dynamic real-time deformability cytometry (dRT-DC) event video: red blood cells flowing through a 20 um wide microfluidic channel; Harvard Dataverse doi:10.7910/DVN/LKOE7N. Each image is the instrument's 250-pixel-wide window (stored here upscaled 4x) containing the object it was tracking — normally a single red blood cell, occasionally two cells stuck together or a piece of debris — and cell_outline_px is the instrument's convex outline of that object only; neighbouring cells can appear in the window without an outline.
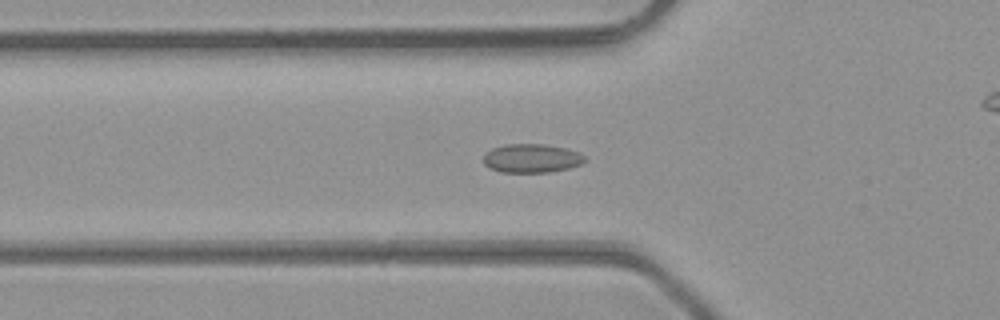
{"species": "common noctule bat (a hibernating species)", "species_latin": "Nyctalus noctula", "temperature_condition": "room temperature", "stored_images_in_passage": 49, "camera_frame_rate_fps": 3000, "um_per_image_px": 0.085, "animal": {"sex": "male", "body_mass_g": 23.1, "forearm_length_mm": 52.7}, "frame": {"image": 1, "passage_image": 17, "time_ms": 5.333, "image_size_px": [1000, 320], "cell_outline_px": [[588, 160], [580, 164], [568, 168], [548, 172], [500, 172], [484, 164], [484, 152], [492, 148], [508, 144], [544, 144], [564, 148], [580, 152]], "centroid_in_image_um": [45.19, 13.45], "position_along_channel_um": 80.6, "area_um2": 16.94}}
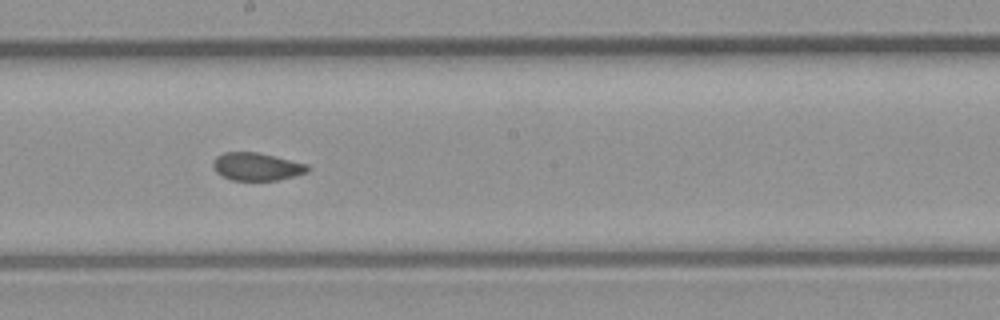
{"frame": {"image": 2, "passage_image": 27, "time_ms": 8.667, "image_size_px": [1000, 320], "cell_outline_px": [[312, 168], [308, 172], [276, 180], [232, 180], [216, 172], [212, 164], [212, 160], [216, 156], [224, 152], [256, 152], [308, 164]], "centroid_in_image_um": [21.81, 14.15], "position_along_channel_um": 226.4, "area_um2": 15.26}}
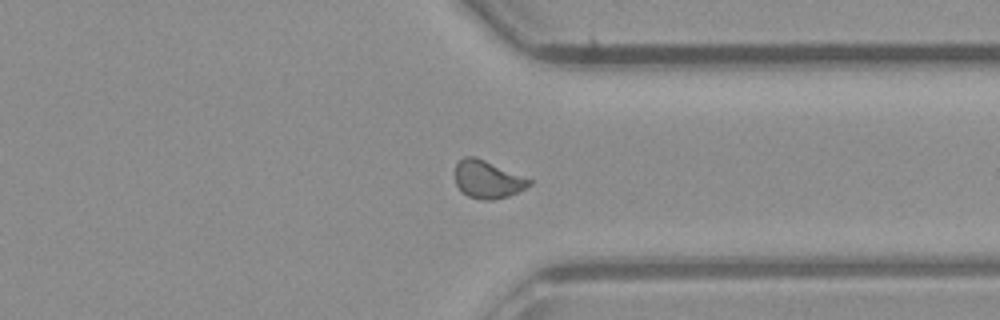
{"frame": {"image": 3, "passage_image": 37, "time_ms": 12.0, "image_size_px": [1000, 320], "cell_outline_px": [[532, 184], [508, 196], [492, 200], [480, 200], [468, 196], [456, 184], [456, 164], [464, 156], [476, 156], [532, 180]], "centroid_in_image_um": [41.44, 15.24], "position_along_channel_um": 370.0, "area_um2": 16.07}, "authors_computed_cell_mechanics": {"area_um2": 16.184, "velocity_mm_per_s": 4.3438, "shape_relaxation_time_tau1_ms": null, "shape_relaxation_time_tau2_ms": 0.9604, "deformation_change_tau1": null, "deformation_change_tau2": 0.0373}}